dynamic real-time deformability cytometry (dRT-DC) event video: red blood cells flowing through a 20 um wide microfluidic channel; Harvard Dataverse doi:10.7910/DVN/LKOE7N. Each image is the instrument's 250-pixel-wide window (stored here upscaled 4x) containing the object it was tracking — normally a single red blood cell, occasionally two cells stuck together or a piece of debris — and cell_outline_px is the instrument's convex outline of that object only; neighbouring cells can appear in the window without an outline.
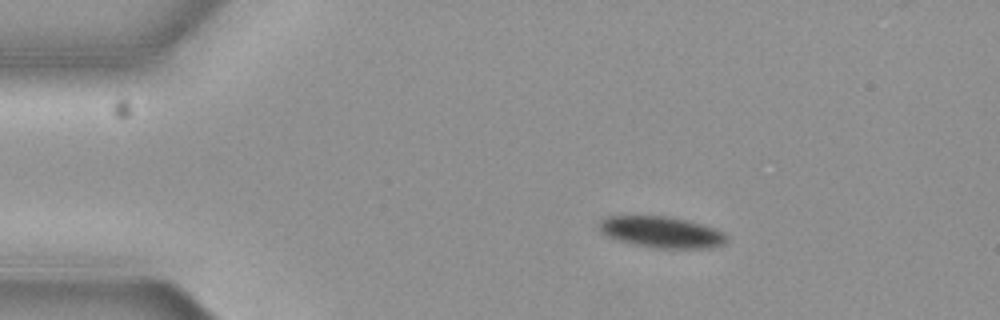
{"species": "common noctule bat (a hibernating species)", "species_latin": "Nyctalus noctula", "temperature_condition": "cold", "stored_images_in_passage": 3, "camera_frame_rate_fps": 3000, "um_per_image_px": 0.085, "animal": {"sex": "female", "body_mass_g": 19.3, "forearm_length_mm": 54.1}, "frame": {"image": 1, "passage_image": 1, "time_ms": 0.0, "image_size_px": [1000, 320], "cell_outline_px": [[728, 240], [724, 244], [712, 248], [652, 248], [616, 240], [600, 232], [600, 220], [604, 216], [668, 216], [700, 224], [724, 232], [728, 236]], "centroid_in_image_um": [56.22, 19.74], "position_along_channel_um": 28.8, "area_um2": 23.24}}